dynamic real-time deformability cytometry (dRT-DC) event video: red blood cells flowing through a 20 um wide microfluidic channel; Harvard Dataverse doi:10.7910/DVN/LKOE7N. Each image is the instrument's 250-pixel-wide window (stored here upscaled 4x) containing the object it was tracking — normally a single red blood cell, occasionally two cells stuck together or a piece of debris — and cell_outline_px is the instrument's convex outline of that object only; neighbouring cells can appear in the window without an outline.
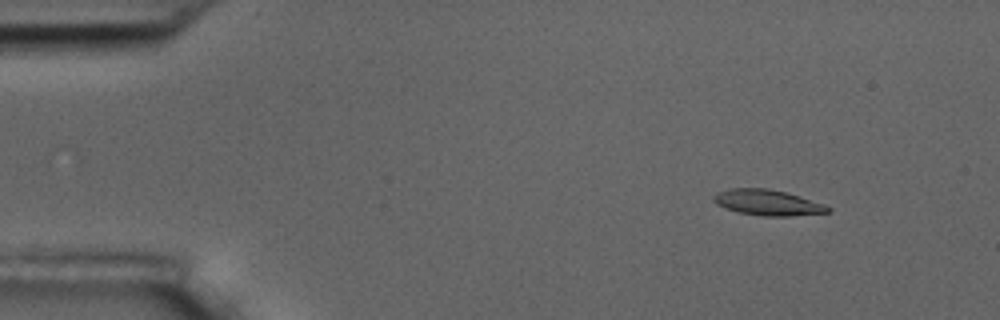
{"species": "common noctule bat (a hibernating species)", "species_latin": "Nyctalus noctula", "temperature_condition": "room temperature", "stored_images_in_passage": 7, "camera_frame_rate_fps": 3000, "um_per_image_px": 0.085, "animal": {"sex": "male", "body_mass_g": 17.5, "forearm_length_mm": 52.3}, "frame": {"image": 1, "passage_image": 3, "time_ms": 2.0, "image_size_px": [1000, 320], "cell_outline_px": [[832, 212], [792, 216], [760, 216], [736, 212], [716, 204], [712, 200], [712, 196], [716, 192], [728, 188], [768, 188], [784, 192], [824, 204], [832, 208]], "centroid_in_image_um": [65.21, 17.22], "position_along_channel_um": 19.8, "area_um2": 17.28}}
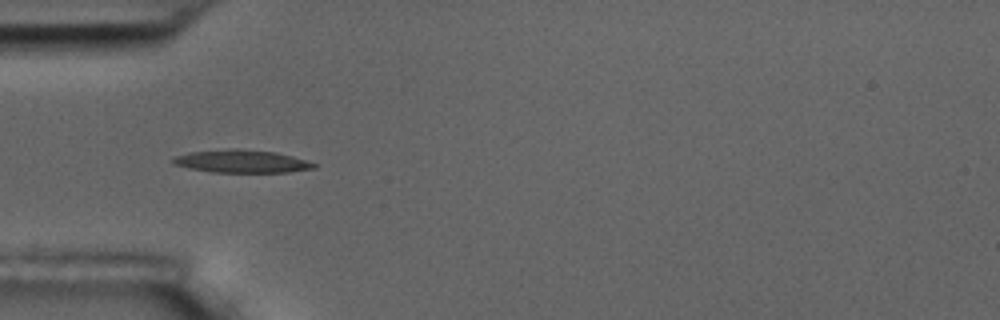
{"frame": {"image": 2, "passage_image": 6, "time_ms": 5.667, "image_size_px": [1000, 320], "cell_outline_px": [[316, 168], [288, 172], [212, 172], [188, 168], [172, 164], [172, 160], [176, 156], [188, 152], [228, 148], [240, 148], [276, 152], [292, 156], [316, 164]], "centroid_in_image_um": [20.5, 13.7], "position_along_channel_um": 64.5, "area_um2": 18.84}}